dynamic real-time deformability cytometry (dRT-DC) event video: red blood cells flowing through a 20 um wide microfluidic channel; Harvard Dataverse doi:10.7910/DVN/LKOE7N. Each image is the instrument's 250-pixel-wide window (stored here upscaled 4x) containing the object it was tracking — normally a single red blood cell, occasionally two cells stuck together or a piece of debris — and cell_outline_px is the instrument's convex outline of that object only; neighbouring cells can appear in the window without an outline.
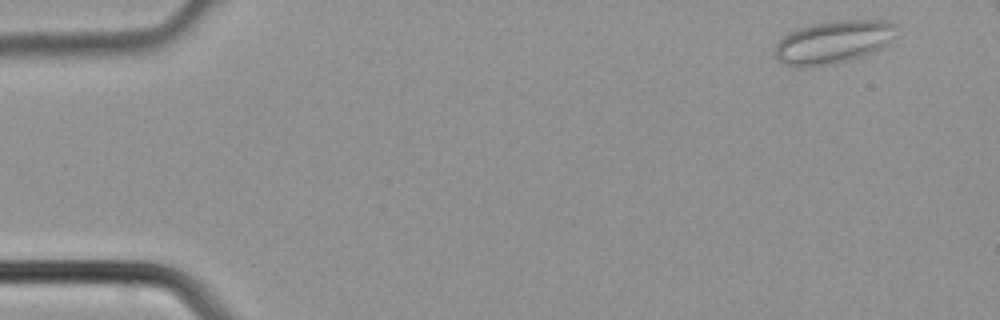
{"species": "common noctule bat (a hibernating species)", "species_latin": "Nyctalus noctula", "temperature_condition": "cold", "stored_images_in_passage": 2, "camera_frame_rate_fps": 3000, "um_per_image_px": 0.085, "animal": {"sex": "male", "body_mass_g": 21.5, "forearm_length_mm": 52.0}, "frame": {"image": 1, "passage_image": 1, "time_ms": 0.0, "image_size_px": [1000, 320], "cell_outline_px": [[896, 24], [888, 44], [872, 52], [848, 60], [832, 64], [800, 68], [784, 64], [776, 60], [776, 44], [788, 32], [812, 24], [840, 20], [884, 20]], "centroid_in_image_um": [70.78, 3.58], "position_along_channel_um": 14.2, "area_um2": 30.0}}